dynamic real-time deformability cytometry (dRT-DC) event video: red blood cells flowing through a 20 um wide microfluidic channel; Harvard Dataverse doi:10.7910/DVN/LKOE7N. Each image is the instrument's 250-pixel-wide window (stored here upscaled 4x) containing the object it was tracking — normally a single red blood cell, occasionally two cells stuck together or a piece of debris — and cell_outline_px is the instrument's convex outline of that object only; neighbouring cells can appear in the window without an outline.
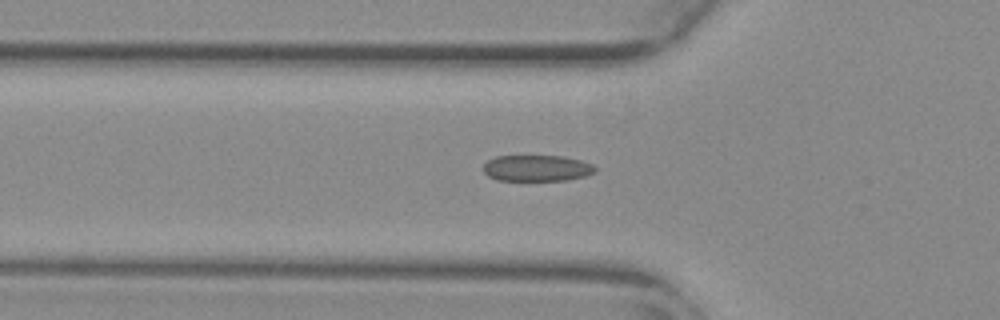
{"species": "common noctule bat (a hibernating species)", "species_latin": "Nyctalus noctula", "temperature_condition": "warm", "stored_images_in_passage": 52, "camera_frame_rate_fps": 3000, "um_per_image_px": 0.085, "animal": {"sex": "female", "body_mass_g": 29.2, "forearm_length_mm": 56.3}, "frame": {"image": 1, "passage_image": 18, "time_ms": 5.667, "image_size_px": [1000, 320], "cell_outline_px": [[596, 172], [588, 176], [568, 180], [496, 180], [488, 176], [484, 172], [484, 164], [488, 160], [496, 156], [560, 156], [580, 160], [592, 164], [596, 168]], "centroid_in_image_um": [45.65, 14.3], "position_along_channel_um": 80.1, "area_um2": 17.11}}
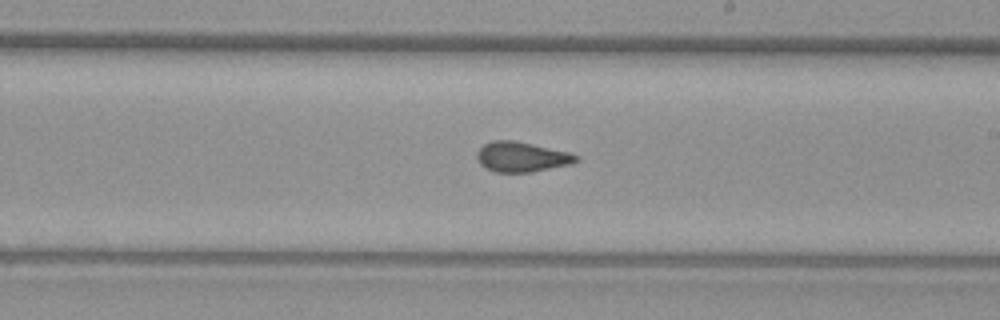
{"frame": {"image": 2, "passage_image": 31, "time_ms": 10.0, "image_size_px": [1000, 320], "cell_outline_px": [[580, 160], [572, 164], [532, 172], [496, 172], [484, 168], [476, 160], [476, 152], [484, 144], [492, 140], [512, 140], [568, 152], [580, 156]], "centroid_in_image_um": [44.32, 13.34], "position_along_channel_um": 244.7, "area_um2": 17.46}}
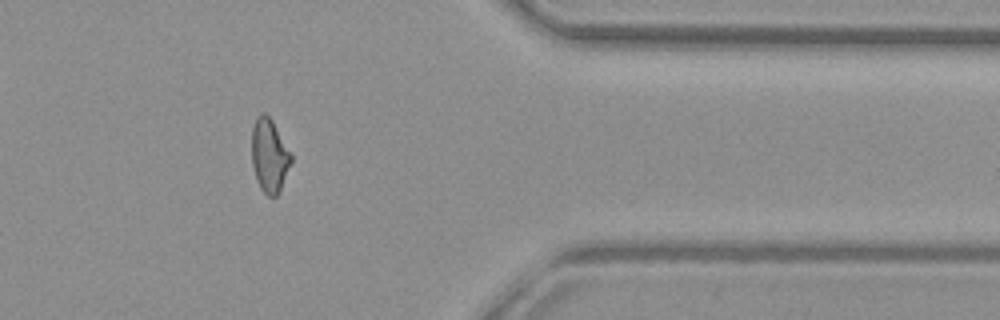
{"frame": {"image": 3, "passage_image": 44, "time_ms": 14.333, "image_size_px": [1000, 320], "cell_outline_px": [[292, 160], [280, 188], [276, 196], [268, 196], [260, 188], [256, 180], [252, 164], [252, 128], [256, 116], [260, 112], [264, 112], [272, 120], [292, 156]], "centroid_in_image_um": [22.87, 13.19], "position_along_channel_um": 388.5, "area_um2": 16.65}, "authors_computed_cell_mechanics": {"area_um2": 17.3978, "velocity_mm_per_s": 3.7867, "shape_relaxation_time_tau1_ms": null, "shape_relaxation_time_tau2_ms": 1.1908, "deformation_change_tau1": null, "deformation_change_tau2": 0.0746}}